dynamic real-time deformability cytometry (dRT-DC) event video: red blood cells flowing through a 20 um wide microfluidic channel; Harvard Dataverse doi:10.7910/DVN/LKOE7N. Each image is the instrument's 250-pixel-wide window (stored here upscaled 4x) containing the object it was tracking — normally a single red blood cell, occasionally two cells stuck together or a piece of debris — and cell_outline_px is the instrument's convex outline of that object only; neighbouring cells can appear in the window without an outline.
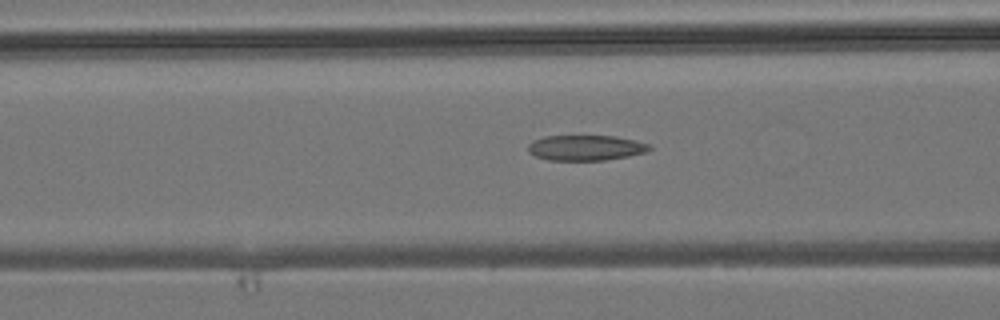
{"species": "common noctule bat (a hibernating species)", "species_latin": "Nyctalus noctula", "temperature_condition": "room temperature", "stored_images_in_passage": 6, "camera_frame_rate_fps": 3000, "um_per_image_px": 0.085, "animal": {"sex": "male", "body_mass_g": 19.2, "forearm_length_mm": 51.8}, "frame": {"image": 1, "passage_image": 6, "time_ms": 7.333, "image_size_px": [1000, 320], "cell_outline_px": [[652, 148], [648, 152], [628, 156], [604, 160], [548, 160], [536, 156], [528, 152], [528, 144], [532, 140], [544, 136], [616, 136], [636, 140], [648, 144]], "centroid_in_image_um": [49.78, 12.56], "position_along_channel_um": 116.8, "area_um2": 18.03}}